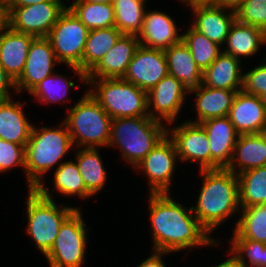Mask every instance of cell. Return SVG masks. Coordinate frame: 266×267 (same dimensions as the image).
Here are the masks:
<instances>
[{"label": "cell", "mask_w": 266, "mask_h": 267, "mask_svg": "<svg viewBox=\"0 0 266 267\" xmlns=\"http://www.w3.org/2000/svg\"><path fill=\"white\" fill-rule=\"evenodd\" d=\"M147 229L152 242L151 250L182 253L196 249L224 248L200 225L190 204L185 205L172 193L148 194ZM180 200V201H179ZM190 205V206H189ZM186 206V207H185ZM221 242V243H220ZM203 247V248H202ZM196 248V249H195Z\"/></svg>", "instance_id": "obj_1"}, {"label": "cell", "mask_w": 266, "mask_h": 267, "mask_svg": "<svg viewBox=\"0 0 266 267\" xmlns=\"http://www.w3.org/2000/svg\"><path fill=\"white\" fill-rule=\"evenodd\" d=\"M197 173L202 178L199 179L198 194L194 195L197 200L192 201L195 204L191 203L192 212L209 235L220 241V237L213 235L218 233L219 228L226 227L225 222L231 223L233 230L238 220V175L227 168L200 170ZM231 219L234 222H230Z\"/></svg>", "instance_id": "obj_2"}, {"label": "cell", "mask_w": 266, "mask_h": 267, "mask_svg": "<svg viewBox=\"0 0 266 267\" xmlns=\"http://www.w3.org/2000/svg\"><path fill=\"white\" fill-rule=\"evenodd\" d=\"M52 126L33 124L26 144L27 189H36L51 171L68 160L66 158L70 152H74L75 147L66 123L62 120Z\"/></svg>", "instance_id": "obj_3"}, {"label": "cell", "mask_w": 266, "mask_h": 267, "mask_svg": "<svg viewBox=\"0 0 266 267\" xmlns=\"http://www.w3.org/2000/svg\"><path fill=\"white\" fill-rule=\"evenodd\" d=\"M166 135L167 125L149 116L114 118L107 149H118L120 160L134 169Z\"/></svg>", "instance_id": "obj_4"}, {"label": "cell", "mask_w": 266, "mask_h": 267, "mask_svg": "<svg viewBox=\"0 0 266 267\" xmlns=\"http://www.w3.org/2000/svg\"><path fill=\"white\" fill-rule=\"evenodd\" d=\"M24 196V214L26 215L25 234L30 238L32 246H35L40 255H46L52 248L63 222L82 206H72L65 201L59 203L42 196L36 189H27ZM58 202V203H57Z\"/></svg>", "instance_id": "obj_5"}, {"label": "cell", "mask_w": 266, "mask_h": 267, "mask_svg": "<svg viewBox=\"0 0 266 267\" xmlns=\"http://www.w3.org/2000/svg\"><path fill=\"white\" fill-rule=\"evenodd\" d=\"M82 91L83 95L74 100L62 120L75 148H103L104 151L109 145L112 118L88 90Z\"/></svg>", "instance_id": "obj_6"}, {"label": "cell", "mask_w": 266, "mask_h": 267, "mask_svg": "<svg viewBox=\"0 0 266 267\" xmlns=\"http://www.w3.org/2000/svg\"><path fill=\"white\" fill-rule=\"evenodd\" d=\"M86 80V89L112 119L149 116L145 90L124 78Z\"/></svg>", "instance_id": "obj_7"}, {"label": "cell", "mask_w": 266, "mask_h": 267, "mask_svg": "<svg viewBox=\"0 0 266 267\" xmlns=\"http://www.w3.org/2000/svg\"><path fill=\"white\" fill-rule=\"evenodd\" d=\"M82 209H76L61 225L52 248L45 255L48 267H84L90 232Z\"/></svg>", "instance_id": "obj_8"}, {"label": "cell", "mask_w": 266, "mask_h": 267, "mask_svg": "<svg viewBox=\"0 0 266 267\" xmlns=\"http://www.w3.org/2000/svg\"><path fill=\"white\" fill-rule=\"evenodd\" d=\"M179 158L174 141L168 134L133 169L144 176L148 194L172 193Z\"/></svg>", "instance_id": "obj_9"}, {"label": "cell", "mask_w": 266, "mask_h": 267, "mask_svg": "<svg viewBox=\"0 0 266 267\" xmlns=\"http://www.w3.org/2000/svg\"><path fill=\"white\" fill-rule=\"evenodd\" d=\"M89 29L67 7L57 19L47 38L58 62L83 72V52Z\"/></svg>", "instance_id": "obj_10"}, {"label": "cell", "mask_w": 266, "mask_h": 267, "mask_svg": "<svg viewBox=\"0 0 266 267\" xmlns=\"http://www.w3.org/2000/svg\"><path fill=\"white\" fill-rule=\"evenodd\" d=\"M67 4L66 1H44L29 6L5 7V23L17 32L47 37Z\"/></svg>", "instance_id": "obj_11"}, {"label": "cell", "mask_w": 266, "mask_h": 267, "mask_svg": "<svg viewBox=\"0 0 266 267\" xmlns=\"http://www.w3.org/2000/svg\"><path fill=\"white\" fill-rule=\"evenodd\" d=\"M177 124H168L167 134L175 143L180 164L194 162L199 171L209 170L210 143L203 126L185 119Z\"/></svg>", "instance_id": "obj_12"}, {"label": "cell", "mask_w": 266, "mask_h": 267, "mask_svg": "<svg viewBox=\"0 0 266 267\" xmlns=\"http://www.w3.org/2000/svg\"><path fill=\"white\" fill-rule=\"evenodd\" d=\"M188 99L189 93L182 83L168 74L147 92L148 115L166 125L180 121L185 106L189 107Z\"/></svg>", "instance_id": "obj_13"}, {"label": "cell", "mask_w": 266, "mask_h": 267, "mask_svg": "<svg viewBox=\"0 0 266 267\" xmlns=\"http://www.w3.org/2000/svg\"><path fill=\"white\" fill-rule=\"evenodd\" d=\"M58 66L61 64L50 40L47 37H35L30 44L23 72L15 81L17 94H29L42 80L55 73Z\"/></svg>", "instance_id": "obj_14"}, {"label": "cell", "mask_w": 266, "mask_h": 267, "mask_svg": "<svg viewBox=\"0 0 266 267\" xmlns=\"http://www.w3.org/2000/svg\"><path fill=\"white\" fill-rule=\"evenodd\" d=\"M65 68H67V70L69 69V72L63 74L56 70L55 73L42 80L38 86L29 93V98H32L30 100L34 101V103L39 102L38 106L39 104L43 106L61 104L60 107L66 106V113V111L72 107L70 103L74 100L71 98L70 94L74 93L73 91H75V89L79 90L78 88L80 87H84L83 89L87 90L85 89L87 88V80L86 75L79 68L73 66H65ZM72 72L73 74L70 75ZM76 75L77 79H74ZM75 82L78 84L76 85ZM68 103L69 106H67Z\"/></svg>", "instance_id": "obj_15"}, {"label": "cell", "mask_w": 266, "mask_h": 267, "mask_svg": "<svg viewBox=\"0 0 266 267\" xmlns=\"http://www.w3.org/2000/svg\"><path fill=\"white\" fill-rule=\"evenodd\" d=\"M150 7L152 6L149 5L145 10L142 29L137 36L140 45L165 50L179 43L183 27L176 21L175 16H171L162 8L159 10L153 7L152 10Z\"/></svg>", "instance_id": "obj_16"}, {"label": "cell", "mask_w": 266, "mask_h": 267, "mask_svg": "<svg viewBox=\"0 0 266 267\" xmlns=\"http://www.w3.org/2000/svg\"><path fill=\"white\" fill-rule=\"evenodd\" d=\"M168 74L164 51L140 45L123 78L148 92Z\"/></svg>", "instance_id": "obj_17"}, {"label": "cell", "mask_w": 266, "mask_h": 267, "mask_svg": "<svg viewBox=\"0 0 266 267\" xmlns=\"http://www.w3.org/2000/svg\"><path fill=\"white\" fill-rule=\"evenodd\" d=\"M193 15L190 25L209 40L223 47L236 13L215 3H197L187 8ZM193 18V19H191Z\"/></svg>", "instance_id": "obj_18"}, {"label": "cell", "mask_w": 266, "mask_h": 267, "mask_svg": "<svg viewBox=\"0 0 266 267\" xmlns=\"http://www.w3.org/2000/svg\"><path fill=\"white\" fill-rule=\"evenodd\" d=\"M51 174H53L51 178H47L48 182L44 180L36 188L42 196L55 200L59 194V196L68 197V200L69 198H77L87 203H89L87 200H91L93 197L86 190L83 178L74 159L69 158V160L64 161ZM50 179H52V182L49 181ZM50 186H52L51 189Z\"/></svg>", "instance_id": "obj_19"}, {"label": "cell", "mask_w": 266, "mask_h": 267, "mask_svg": "<svg viewBox=\"0 0 266 267\" xmlns=\"http://www.w3.org/2000/svg\"><path fill=\"white\" fill-rule=\"evenodd\" d=\"M210 143V169L227 168L239 137L229 117H218L200 123Z\"/></svg>", "instance_id": "obj_20"}, {"label": "cell", "mask_w": 266, "mask_h": 267, "mask_svg": "<svg viewBox=\"0 0 266 267\" xmlns=\"http://www.w3.org/2000/svg\"><path fill=\"white\" fill-rule=\"evenodd\" d=\"M237 92L239 91L210 88L201 84L197 89L189 92L190 99L191 95L194 96L190 107L193 105L191 112L196 113V116L193 117L195 119L186 117V120L200 124L212 118L228 116Z\"/></svg>", "instance_id": "obj_21"}, {"label": "cell", "mask_w": 266, "mask_h": 267, "mask_svg": "<svg viewBox=\"0 0 266 267\" xmlns=\"http://www.w3.org/2000/svg\"><path fill=\"white\" fill-rule=\"evenodd\" d=\"M16 97L0 101V139L26 146L34 122L24 111L29 99L21 101L22 96Z\"/></svg>", "instance_id": "obj_22"}, {"label": "cell", "mask_w": 266, "mask_h": 267, "mask_svg": "<svg viewBox=\"0 0 266 267\" xmlns=\"http://www.w3.org/2000/svg\"><path fill=\"white\" fill-rule=\"evenodd\" d=\"M34 38L32 35L13 30L6 23L0 28V65L14 82L23 72Z\"/></svg>", "instance_id": "obj_23"}, {"label": "cell", "mask_w": 266, "mask_h": 267, "mask_svg": "<svg viewBox=\"0 0 266 267\" xmlns=\"http://www.w3.org/2000/svg\"><path fill=\"white\" fill-rule=\"evenodd\" d=\"M228 117L239 134L266 130V109L259 96L237 92Z\"/></svg>", "instance_id": "obj_24"}, {"label": "cell", "mask_w": 266, "mask_h": 267, "mask_svg": "<svg viewBox=\"0 0 266 267\" xmlns=\"http://www.w3.org/2000/svg\"><path fill=\"white\" fill-rule=\"evenodd\" d=\"M140 42L137 36L122 35L86 79L123 78Z\"/></svg>", "instance_id": "obj_25"}, {"label": "cell", "mask_w": 266, "mask_h": 267, "mask_svg": "<svg viewBox=\"0 0 266 267\" xmlns=\"http://www.w3.org/2000/svg\"><path fill=\"white\" fill-rule=\"evenodd\" d=\"M265 45L266 32L263 29L242 24L235 20L230 27L222 51L231 54L233 57L244 63L246 59H254L255 56H260V51Z\"/></svg>", "instance_id": "obj_26"}, {"label": "cell", "mask_w": 266, "mask_h": 267, "mask_svg": "<svg viewBox=\"0 0 266 267\" xmlns=\"http://www.w3.org/2000/svg\"><path fill=\"white\" fill-rule=\"evenodd\" d=\"M244 63L231 54L221 52L203 71L202 84L210 88L242 91Z\"/></svg>", "instance_id": "obj_27"}, {"label": "cell", "mask_w": 266, "mask_h": 267, "mask_svg": "<svg viewBox=\"0 0 266 267\" xmlns=\"http://www.w3.org/2000/svg\"><path fill=\"white\" fill-rule=\"evenodd\" d=\"M101 151V148L100 150L99 148H75L73 152V159L78 166L86 190L93 196V199L104 192L110 178Z\"/></svg>", "instance_id": "obj_28"}, {"label": "cell", "mask_w": 266, "mask_h": 267, "mask_svg": "<svg viewBox=\"0 0 266 267\" xmlns=\"http://www.w3.org/2000/svg\"><path fill=\"white\" fill-rule=\"evenodd\" d=\"M266 166V134H239L232 160L227 169L236 175L257 167Z\"/></svg>", "instance_id": "obj_29"}, {"label": "cell", "mask_w": 266, "mask_h": 267, "mask_svg": "<svg viewBox=\"0 0 266 267\" xmlns=\"http://www.w3.org/2000/svg\"><path fill=\"white\" fill-rule=\"evenodd\" d=\"M163 51L169 74L179 80L188 93L202 84L203 72L182 40Z\"/></svg>", "instance_id": "obj_30"}, {"label": "cell", "mask_w": 266, "mask_h": 267, "mask_svg": "<svg viewBox=\"0 0 266 267\" xmlns=\"http://www.w3.org/2000/svg\"><path fill=\"white\" fill-rule=\"evenodd\" d=\"M123 34L117 27L89 30L83 52V73L87 75Z\"/></svg>", "instance_id": "obj_31"}, {"label": "cell", "mask_w": 266, "mask_h": 267, "mask_svg": "<svg viewBox=\"0 0 266 267\" xmlns=\"http://www.w3.org/2000/svg\"><path fill=\"white\" fill-rule=\"evenodd\" d=\"M226 239H252L266 244V208L263 205L240 207L235 228Z\"/></svg>", "instance_id": "obj_32"}, {"label": "cell", "mask_w": 266, "mask_h": 267, "mask_svg": "<svg viewBox=\"0 0 266 267\" xmlns=\"http://www.w3.org/2000/svg\"><path fill=\"white\" fill-rule=\"evenodd\" d=\"M150 0H113L115 27L123 35L138 36Z\"/></svg>", "instance_id": "obj_33"}, {"label": "cell", "mask_w": 266, "mask_h": 267, "mask_svg": "<svg viewBox=\"0 0 266 267\" xmlns=\"http://www.w3.org/2000/svg\"><path fill=\"white\" fill-rule=\"evenodd\" d=\"M68 3L70 4H67V7L89 30L115 26V12L112 3L85 1H70Z\"/></svg>", "instance_id": "obj_34"}, {"label": "cell", "mask_w": 266, "mask_h": 267, "mask_svg": "<svg viewBox=\"0 0 266 267\" xmlns=\"http://www.w3.org/2000/svg\"><path fill=\"white\" fill-rule=\"evenodd\" d=\"M240 207L262 205L266 200V166L238 174Z\"/></svg>", "instance_id": "obj_35"}, {"label": "cell", "mask_w": 266, "mask_h": 267, "mask_svg": "<svg viewBox=\"0 0 266 267\" xmlns=\"http://www.w3.org/2000/svg\"><path fill=\"white\" fill-rule=\"evenodd\" d=\"M187 28V29H186ZM182 29V41L190 49L196 65L203 72L222 52V47L209 40L190 24Z\"/></svg>", "instance_id": "obj_36"}, {"label": "cell", "mask_w": 266, "mask_h": 267, "mask_svg": "<svg viewBox=\"0 0 266 267\" xmlns=\"http://www.w3.org/2000/svg\"><path fill=\"white\" fill-rule=\"evenodd\" d=\"M225 242L242 267H266L265 243L252 239H225Z\"/></svg>", "instance_id": "obj_37"}, {"label": "cell", "mask_w": 266, "mask_h": 267, "mask_svg": "<svg viewBox=\"0 0 266 267\" xmlns=\"http://www.w3.org/2000/svg\"><path fill=\"white\" fill-rule=\"evenodd\" d=\"M26 146L0 139V174H7L20 167L25 176ZM15 167V168H14Z\"/></svg>", "instance_id": "obj_38"}, {"label": "cell", "mask_w": 266, "mask_h": 267, "mask_svg": "<svg viewBox=\"0 0 266 267\" xmlns=\"http://www.w3.org/2000/svg\"><path fill=\"white\" fill-rule=\"evenodd\" d=\"M235 13L238 22L266 32V0H245Z\"/></svg>", "instance_id": "obj_39"}, {"label": "cell", "mask_w": 266, "mask_h": 267, "mask_svg": "<svg viewBox=\"0 0 266 267\" xmlns=\"http://www.w3.org/2000/svg\"><path fill=\"white\" fill-rule=\"evenodd\" d=\"M256 62H259L252 66L250 69L246 67V62L244 65L243 72V86L242 91L251 95L260 96L263 92L266 91V57L263 56V59ZM257 65V66H256Z\"/></svg>", "instance_id": "obj_40"}, {"label": "cell", "mask_w": 266, "mask_h": 267, "mask_svg": "<svg viewBox=\"0 0 266 267\" xmlns=\"http://www.w3.org/2000/svg\"><path fill=\"white\" fill-rule=\"evenodd\" d=\"M17 95L15 82L0 65V101L10 99Z\"/></svg>", "instance_id": "obj_41"}, {"label": "cell", "mask_w": 266, "mask_h": 267, "mask_svg": "<svg viewBox=\"0 0 266 267\" xmlns=\"http://www.w3.org/2000/svg\"><path fill=\"white\" fill-rule=\"evenodd\" d=\"M149 254L150 256L148 255L145 259L142 257V262L140 261L137 267H169L164 258L174 253L151 250Z\"/></svg>", "instance_id": "obj_42"}, {"label": "cell", "mask_w": 266, "mask_h": 267, "mask_svg": "<svg viewBox=\"0 0 266 267\" xmlns=\"http://www.w3.org/2000/svg\"><path fill=\"white\" fill-rule=\"evenodd\" d=\"M228 257V258H227ZM227 259H225L224 261L221 259L220 262L215 263L214 265H207L208 267H242L238 260L229 252V250L226 249V257ZM206 266V267H207ZM203 267V266H200ZM205 267V266H204Z\"/></svg>", "instance_id": "obj_43"}, {"label": "cell", "mask_w": 266, "mask_h": 267, "mask_svg": "<svg viewBox=\"0 0 266 267\" xmlns=\"http://www.w3.org/2000/svg\"><path fill=\"white\" fill-rule=\"evenodd\" d=\"M245 0H216L214 3L224 9L236 12Z\"/></svg>", "instance_id": "obj_44"}, {"label": "cell", "mask_w": 266, "mask_h": 267, "mask_svg": "<svg viewBox=\"0 0 266 267\" xmlns=\"http://www.w3.org/2000/svg\"><path fill=\"white\" fill-rule=\"evenodd\" d=\"M44 1H65V0H12L6 7L29 6Z\"/></svg>", "instance_id": "obj_45"}, {"label": "cell", "mask_w": 266, "mask_h": 267, "mask_svg": "<svg viewBox=\"0 0 266 267\" xmlns=\"http://www.w3.org/2000/svg\"><path fill=\"white\" fill-rule=\"evenodd\" d=\"M71 1H85L90 3H112L113 0H71Z\"/></svg>", "instance_id": "obj_46"}, {"label": "cell", "mask_w": 266, "mask_h": 267, "mask_svg": "<svg viewBox=\"0 0 266 267\" xmlns=\"http://www.w3.org/2000/svg\"><path fill=\"white\" fill-rule=\"evenodd\" d=\"M180 4H181V6L183 5H185L186 7V9L188 8V7H190V6H192V0H177Z\"/></svg>", "instance_id": "obj_47"}, {"label": "cell", "mask_w": 266, "mask_h": 267, "mask_svg": "<svg viewBox=\"0 0 266 267\" xmlns=\"http://www.w3.org/2000/svg\"><path fill=\"white\" fill-rule=\"evenodd\" d=\"M5 23L4 9L0 6V28Z\"/></svg>", "instance_id": "obj_48"}, {"label": "cell", "mask_w": 266, "mask_h": 267, "mask_svg": "<svg viewBox=\"0 0 266 267\" xmlns=\"http://www.w3.org/2000/svg\"><path fill=\"white\" fill-rule=\"evenodd\" d=\"M216 0H192V5L197 3H214Z\"/></svg>", "instance_id": "obj_49"}, {"label": "cell", "mask_w": 266, "mask_h": 267, "mask_svg": "<svg viewBox=\"0 0 266 267\" xmlns=\"http://www.w3.org/2000/svg\"><path fill=\"white\" fill-rule=\"evenodd\" d=\"M261 103L265 106L266 109V91L263 92L260 96Z\"/></svg>", "instance_id": "obj_50"}, {"label": "cell", "mask_w": 266, "mask_h": 267, "mask_svg": "<svg viewBox=\"0 0 266 267\" xmlns=\"http://www.w3.org/2000/svg\"><path fill=\"white\" fill-rule=\"evenodd\" d=\"M12 0H0V6L4 9Z\"/></svg>", "instance_id": "obj_51"}, {"label": "cell", "mask_w": 266, "mask_h": 267, "mask_svg": "<svg viewBox=\"0 0 266 267\" xmlns=\"http://www.w3.org/2000/svg\"><path fill=\"white\" fill-rule=\"evenodd\" d=\"M262 205L266 208V200L264 201V203Z\"/></svg>", "instance_id": "obj_52"}]
</instances>
